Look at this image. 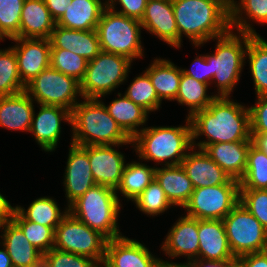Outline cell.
<instances>
[{
    "label": "cell",
    "instance_id": "cell-1",
    "mask_svg": "<svg viewBox=\"0 0 267 267\" xmlns=\"http://www.w3.org/2000/svg\"><path fill=\"white\" fill-rule=\"evenodd\" d=\"M230 98L217 96L207 108L190 118L194 148L204 150L215 143L252 141L249 108ZM204 135L207 139L196 143Z\"/></svg>",
    "mask_w": 267,
    "mask_h": 267
},
{
    "label": "cell",
    "instance_id": "cell-2",
    "mask_svg": "<svg viewBox=\"0 0 267 267\" xmlns=\"http://www.w3.org/2000/svg\"><path fill=\"white\" fill-rule=\"evenodd\" d=\"M178 29V47L183 45V34L195 47L227 33L230 11L217 0H172Z\"/></svg>",
    "mask_w": 267,
    "mask_h": 267
},
{
    "label": "cell",
    "instance_id": "cell-3",
    "mask_svg": "<svg viewBox=\"0 0 267 267\" xmlns=\"http://www.w3.org/2000/svg\"><path fill=\"white\" fill-rule=\"evenodd\" d=\"M71 111V143L78 146L131 144V138L98 98H83Z\"/></svg>",
    "mask_w": 267,
    "mask_h": 267
},
{
    "label": "cell",
    "instance_id": "cell-4",
    "mask_svg": "<svg viewBox=\"0 0 267 267\" xmlns=\"http://www.w3.org/2000/svg\"><path fill=\"white\" fill-rule=\"evenodd\" d=\"M131 140L139 160L164 163L163 166L179 165L193 148L190 118L184 126L145 127Z\"/></svg>",
    "mask_w": 267,
    "mask_h": 267
},
{
    "label": "cell",
    "instance_id": "cell-5",
    "mask_svg": "<svg viewBox=\"0 0 267 267\" xmlns=\"http://www.w3.org/2000/svg\"><path fill=\"white\" fill-rule=\"evenodd\" d=\"M120 208L114 189L95 184L68 207V212L109 240L123 236L118 225Z\"/></svg>",
    "mask_w": 267,
    "mask_h": 267
},
{
    "label": "cell",
    "instance_id": "cell-6",
    "mask_svg": "<svg viewBox=\"0 0 267 267\" xmlns=\"http://www.w3.org/2000/svg\"><path fill=\"white\" fill-rule=\"evenodd\" d=\"M233 31L230 29L224 35L216 37L214 54L205 55L210 64V85L214 82L212 84L217 86L218 97L230 96L240 80L247 59V45L252 35L242 32L236 34Z\"/></svg>",
    "mask_w": 267,
    "mask_h": 267
},
{
    "label": "cell",
    "instance_id": "cell-7",
    "mask_svg": "<svg viewBox=\"0 0 267 267\" xmlns=\"http://www.w3.org/2000/svg\"><path fill=\"white\" fill-rule=\"evenodd\" d=\"M142 29L140 20L106 7L96 28L101 51L124 56L132 62L144 57Z\"/></svg>",
    "mask_w": 267,
    "mask_h": 267
},
{
    "label": "cell",
    "instance_id": "cell-8",
    "mask_svg": "<svg viewBox=\"0 0 267 267\" xmlns=\"http://www.w3.org/2000/svg\"><path fill=\"white\" fill-rule=\"evenodd\" d=\"M132 61L128 58L101 51L88 61L85 75L80 82L83 98H105L128 77Z\"/></svg>",
    "mask_w": 267,
    "mask_h": 267
},
{
    "label": "cell",
    "instance_id": "cell-9",
    "mask_svg": "<svg viewBox=\"0 0 267 267\" xmlns=\"http://www.w3.org/2000/svg\"><path fill=\"white\" fill-rule=\"evenodd\" d=\"M107 241L99 231L91 229L68 212L55 229L53 248L83 255L101 264L105 260Z\"/></svg>",
    "mask_w": 267,
    "mask_h": 267
},
{
    "label": "cell",
    "instance_id": "cell-10",
    "mask_svg": "<svg viewBox=\"0 0 267 267\" xmlns=\"http://www.w3.org/2000/svg\"><path fill=\"white\" fill-rule=\"evenodd\" d=\"M25 92L39 105L61 106L70 111L83 98L80 82L51 66L25 86Z\"/></svg>",
    "mask_w": 267,
    "mask_h": 267
},
{
    "label": "cell",
    "instance_id": "cell-11",
    "mask_svg": "<svg viewBox=\"0 0 267 267\" xmlns=\"http://www.w3.org/2000/svg\"><path fill=\"white\" fill-rule=\"evenodd\" d=\"M235 257L267 250V230L240 202L223 219Z\"/></svg>",
    "mask_w": 267,
    "mask_h": 267
},
{
    "label": "cell",
    "instance_id": "cell-12",
    "mask_svg": "<svg viewBox=\"0 0 267 267\" xmlns=\"http://www.w3.org/2000/svg\"><path fill=\"white\" fill-rule=\"evenodd\" d=\"M239 184L194 188L184 205L186 216L199 220H223L239 203Z\"/></svg>",
    "mask_w": 267,
    "mask_h": 267
},
{
    "label": "cell",
    "instance_id": "cell-13",
    "mask_svg": "<svg viewBox=\"0 0 267 267\" xmlns=\"http://www.w3.org/2000/svg\"><path fill=\"white\" fill-rule=\"evenodd\" d=\"M162 262L145 245L123 235L107 241L103 263L107 267H159Z\"/></svg>",
    "mask_w": 267,
    "mask_h": 267
},
{
    "label": "cell",
    "instance_id": "cell-14",
    "mask_svg": "<svg viewBox=\"0 0 267 267\" xmlns=\"http://www.w3.org/2000/svg\"><path fill=\"white\" fill-rule=\"evenodd\" d=\"M11 46L16 55L18 72L26 85L44 69L50 67L51 44L49 39L13 38Z\"/></svg>",
    "mask_w": 267,
    "mask_h": 267
},
{
    "label": "cell",
    "instance_id": "cell-15",
    "mask_svg": "<svg viewBox=\"0 0 267 267\" xmlns=\"http://www.w3.org/2000/svg\"><path fill=\"white\" fill-rule=\"evenodd\" d=\"M65 197L67 207L95 185L88 158V146H78L70 142L64 172Z\"/></svg>",
    "mask_w": 267,
    "mask_h": 267
},
{
    "label": "cell",
    "instance_id": "cell-16",
    "mask_svg": "<svg viewBox=\"0 0 267 267\" xmlns=\"http://www.w3.org/2000/svg\"><path fill=\"white\" fill-rule=\"evenodd\" d=\"M122 145L126 144L88 146L89 163L96 184L117 189L126 165V159L122 152L113 147Z\"/></svg>",
    "mask_w": 267,
    "mask_h": 267
},
{
    "label": "cell",
    "instance_id": "cell-17",
    "mask_svg": "<svg viewBox=\"0 0 267 267\" xmlns=\"http://www.w3.org/2000/svg\"><path fill=\"white\" fill-rule=\"evenodd\" d=\"M37 107L40 110L34 111L29 132L42 150L53 152L61 137V123L67 121L71 125V111L61 106L39 104Z\"/></svg>",
    "mask_w": 267,
    "mask_h": 267
},
{
    "label": "cell",
    "instance_id": "cell-18",
    "mask_svg": "<svg viewBox=\"0 0 267 267\" xmlns=\"http://www.w3.org/2000/svg\"><path fill=\"white\" fill-rule=\"evenodd\" d=\"M161 249L170 258L186 256L189 264L192 260L198 258L199 237H198V219L189 216H181L170 228V231L164 238Z\"/></svg>",
    "mask_w": 267,
    "mask_h": 267
},
{
    "label": "cell",
    "instance_id": "cell-19",
    "mask_svg": "<svg viewBox=\"0 0 267 267\" xmlns=\"http://www.w3.org/2000/svg\"><path fill=\"white\" fill-rule=\"evenodd\" d=\"M181 166L192 181L194 188L239 184L238 180L231 178L203 150L194 147L187 153Z\"/></svg>",
    "mask_w": 267,
    "mask_h": 267
},
{
    "label": "cell",
    "instance_id": "cell-20",
    "mask_svg": "<svg viewBox=\"0 0 267 267\" xmlns=\"http://www.w3.org/2000/svg\"><path fill=\"white\" fill-rule=\"evenodd\" d=\"M140 23L143 29L161 41L174 48L178 47V29L172 0H148Z\"/></svg>",
    "mask_w": 267,
    "mask_h": 267
},
{
    "label": "cell",
    "instance_id": "cell-21",
    "mask_svg": "<svg viewBox=\"0 0 267 267\" xmlns=\"http://www.w3.org/2000/svg\"><path fill=\"white\" fill-rule=\"evenodd\" d=\"M49 40L51 49L70 50L88 61L101 52L96 29L74 30L56 25Z\"/></svg>",
    "mask_w": 267,
    "mask_h": 267
},
{
    "label": "cell",
    "instance_id": "cell-22",
    "mask_svg": "<svg viewBox=\"0 0 267 267\" xmlns=\"http://www.w3.org/2000/svg\"><path fill=\"white\" fill-rule=\"evenodd\" d=\"M198 258L205 260L233 259L223 220L198 219Z\"/></svg>",
    "mask_w": 267,
    "mask_h": 267
},
{
    "label": "cell",
    "instance_id": "cell-23",
    "mask_svg": "<svg viewBox=\"0 0 267 267\" xmlns=\"http://www.w3.org/2000/svg\"><path fill=\"white\" fill-rule=\"evenodd\" d=\"M0 229L3 230L0 246L6 249L13 267H30L43 257V253L27 240L22 229L11 218L0 224Z\"/></svg>",
    "mask_w": 267,
    "mask_h": 267
},
{
    "label": "cell",
    "instance_id": "cell-24",
    "mask_svg": "<svg viewBox=\"0 0 267 267\" xmlns=\"http://www.w3.org/2000/svg\"><path fill=\"white\" fill-rule=\"evenodd\" d=\"M34 102L25 91L0 96V127L29 132L35 110Z\"/></svg>",
    "mask_w": 267,
    "mask_h": 267
},
{
    "label": "cell",
    "instance_id": "cell-25",
    "mask_svg": "<svg viewBox=\"0 0 267 267\" xmlns=\"http://www.w3.org/2000/svg\"><path fill=\"white\" fill-rule=\"evenodd\" d=\"M252 141L208 145L203 151L231 178L240 180L247 167V152Z\"/></svg>",
    "mask_w": 267,
    "mask_h": 267
},
{
    "label": "cell",
    "instance_id": "cell-26",
    "mask_svg": "<svg viewBox=\"0 0 267 267\" xmlns=\"http://www.w3.org/2000/svg\"><path fill=\"white\" fill-rule=\"evenodd\" d=\"M56 26L44 0H25L21 11L20 38L49 39Z\"/></svg>",
    "mask_w": 267,
    "mask_h": 267
},
{
    "label": "cell",
    "instance_id": "cell-27",
    "mask_svg": "<svg viewBox=\"0 0 267 267\" xmlns=\"http://www.w3.org/2000/svg\"><path fill=\"white\" fill-rule=\"evenodd\" d=\"M106 1L72 0L56 25L74 30H94L97 28Z\"/></svg>",
    "mask_w": 267,
    "mask_h": 267
},
{
    "label": "cell",
    "instance_id": "cell-28",
    "mask_svg": "<svg viewBox=\"0 0 267 267\" xmlns=\"http://www.w3.org/2000/svg\"><path fill=\"white\" fill-rule=\"evenodd\" d=\"M155 179L174 207L183 208L194 191L192 181L188 178L181 164L156 167Z\"/></svg>",
    "mask_w": 267,
    "mask_h": 267
},
{
    "label": "cell",
    "instance_id": "cell-29",
    "mask_svg": "<svg viewBox=\"0 0 267 267\" xmlns=\"http://www.w3.org/2000/svg\"><path fill=\"white\" fill-rule=\"evenodd\" d=\"M145 72L149 75L151 83L156 90L158 98L174 101L178 94L182 68L177 67L172 61L155 58Z\"/></svg>",
    "mask_w": 267,
    "mask_h": 267
},
{
    "label": "cell",
    "instance_id": "cell-30",
    "mask_svg": "<svg viewBox=\"0 0 267 267\" xmlns=\"http://www.w3.org/2000/svg\"><path fill=\"white\" fill-rule=\"evenodd\" d=\"M105 107L109 115L131 139L145 128L144 124L148 120L149 113L125 95L118 93V98L112 100L109 105L105 104Z\"/></svg>",
    "mask_w": 267,
    "mask_h": 267
},
{
    "label": "cell",
    "instance_id": "cell-31",
    "mask_svg": "<svg viewBox=\"0 0 267 267\" xmlns=\"http://www.w3.org/2000/svg\"><path fill=\"white\" fill-rule=\"evenodd\" d=\"M248 19L262 25L267 24V0H234L230 9V28L237 32L257 35Z\"/></svg>",
    "mask_w": 267,
    "mask_h": 267
},
{
    "label": "cell",
    "instance_id": "cell-32",
    "mask_svg": "<svg viewBox=\"0 0 267 267\" xmlns=\"http://www.w3.org/2000/svg\"><path fill=\"white\" fill-rule=\"evenodd\" d=\"M155 169L156 166L150 167L142 162L133 161L126 163L120 184L115 190L117 196L120 193L127 198V201H134L154 180Z\"/></svg>",
    "mask_w": 267,
    "mask_h": 267
},
{
    "label": "cell",
    "instance_id": "cell-33",
    "mask_svg": "<svg viewBox=\"0 0 267 267\" xmlns=\"http://www.w3.org/2000/svg\"><path fill=\"white\" fill-rule=\"evenodd\" d=\"M209 84L197 81L182 72L178 94L174 101L189 108L186 118H191L196 112L207 108L217 97L207 94Z\"/></svg>",
    "mask_w": 267,
    "mask_h": 267
},
{
    "label": "cell",
    "instance_id": "cell-34",
    "mask_svg": "<svg viewBox=\"0 0 267 267\" xmlns=\"http://www.w3.org/2000/svg\"><path fill=\"white\" fill-rule=\"evenodd\" d=\"M55 199L51 197L36 198L27 208L13 206L26 220L51 227L54 231L68 213V207L61 212Z\"/></svg>",
    "mask_w": 267,
    "mask_h": 267
},
{
    "label": "cell",
    "instance_id": "cell-35",
    "mask_svg": "<svg viewBox=\"0 0 267 267\" xmlns=\"http://www.w3.org/2000/svg\"><path fill=\"white\" fill-rule=\"evenodd\" d=\"M246 57H248L256 95L267 94V41L259 33L250 37Z\"/></svg>",
    "mask_w": 267,
    "mask_h": 267
},
{
    "label": "cell",
    "instance_id": "cell-36",
    "mask_svg": "<svg viewBox=\"0 0 267 267\" xmlns=\"http://www.w3.org/2000/svg\"><path fill=\"white\" fill-rule=\"evenodd\" d=\"M239 186L240 189H267V155L253 143L247 152V167Z\"/></svg>",
    "mask_w": 267,
    "mask_h": 267
},
{
    "label": "cell",
    "instance_id": "cell-37",
    "mask_svg": "<svg viewBox=\"0 0 267 267\" xmlns=\"http://www.w3.org/2000/svg\"><path fill=\"white\" fill-rule=\"evenodd\" d=\"M19 72L15 51L12 47L0 50V96L25 91Z\"/></svg>",
    "mask_w": 267,
    "mask_h": 267
},
{
    "label": "cell",
    "instance_id": "cell-38",
    "mask_svg": "<svg viewBox=\"0 0 267 267\" xmlns=\"http://www.w3.org/2000/svg\"><path fill=\"white\" fill-rule=\"evenodd\" d=\"M10 218L22 229L27 240L43 254L54 247L55 231L51 227L26 220L14 207Z\"/></svg>",
    "mask_w": 267,
    "mask_h": 267
},
{
    "label": "cell",
    "instance_id": "cell-39",
    "mask_svg": "<svg viewBox=\"0 0 267 267\" xmlns=\"http://www.w3.org/2000/svg\"><path fill=\"white\" fill-rule=\"evenodd\" d=\"M123 94L148 113L155 112L161 107L162 101L158 98L149 75L145 71L133 79Z\"/></svg>",
    "mask_w": 267,
    "mask_h": 267
},
{
    "label": "cell",
    "instance_id": "cell-40",
    "mask_svg": "<svg viewBox=\"0 0 267 267\" xmlns=\"http://www.w3.org/2000/svg\"><path fill=\"white\" fill-rule=\"evenodd\" d=\"M133 202L136 208L153 217L173 206L155 178Z\"/></svg>",
    "mask_w": 267,
    "mask_h": 267
},
{
    "label": "cell",
    "instance_id": "cell-41",
    "mask_svg": "<svg viewBox=\"0 0 267 267\" xmlns=\"http://www.w3.org/2000/svg\"><path fill=\"white\" fill-rule=\"evenodd\" d=\"M88 60L70 50L51 49L50 66L81 82L87 69Z\"/></svg>",
    "mask_w": 267,
    "mask_h": 267
},
{
    "label": "cell",
    "instance_id": "cell-42",
    "mask_svg": "<svg viewBox=\"0 0 267 267\" xmlns=\"http://www.w3.org/2000/svg\"><path fill=\"white\" fill-rule=\"evenodd\" d=\"M25 0H0L1 39L19 38L21 11Z\"/></svg>",
    "mask_w": 267,
    "mask_h": 267
},
{
    "label": "cell",
    "instance_id": "cell-43",
    "mask_svg": "<svg viewBox=\"0 0 267 267\" xmlns=\"http://www.w3.org/2000/svg\"><path fill=\"white\" fill-rule=\"evenodd\" d=\"M239 202L267 230V189H239Z\"/></svg>",
    "mask_w": 267,
    "mask_h": 267
},
{
    "label": "cell",
    "instance_id": "cell-44",
    "mask_svg": "<svg viewBox=\"0 0 267 267\" xmlns=\"http://www.w3.org/2000/svg\"><path fill=\"white\" fill-rule=\"evenodd\" d=\"M50 267H98V263L86 256L52 248L43 254Z\"/></svg>",
    "mask_w": 267,
    "mask_h": 267
},
{
    "label": "cell",
    "instance_id": "cell-45",
    "mask_svg": "<svg viewBox=\"0 0 267 267\" xmlns=\"http://www.w3.org/2000/svg\"><path fill=\"white\" fill-rule=\"evenodd\" d=\"M255 105L248 106L251 134L267 133V94L256 96Z\"/></svg>",
    "mask_w": 267,
    "mask_h": 267
},
{
    "label": "cell",
    "instance_id": "cell-46",
    "mask_svg": "<svg viewBox=\"0 0 267 267\" xmlns=\"http://www.w3.org/2000/svg\"><path fill=\"white\" fill-rule=\"evenodd\" d=\"M117 3L122 7L120 10L116 9ZM147 3L148 0H106V7L127 17L141 20Z\"/></svg>",
    "mask_w": 267,
    "mask_h": 267
},
{
    "label": "cell",
    "instance_id": "cell-47",
    "mask_svg": "<svg viewBox=\"0 0 267 267\" xmlns=\"http://www.w3.org/2000/svg\"><path fill=\"white\" fill-rule=\"evenodd\" d=\"M182 72L197 81L210 85V64L205 55H197L192 62L191 69H182Z\"/></svg>",
    "mask_w": 267,
    "mask_h": 267
},
{
    "label": "cell",
    "instance_id": "cell-48",
    "mask_svg": "<svg viewBox=\"0 0 267 267\" xmlns=\"http://www.w3.org/2000/svg\"><path fill=\"white\" fill-rule=\"evenodd\" d=\"M237 260L244 267H267V250L242 255Z\"/></svg>",
    "mask_w": 267,
    "mask_h": 267
},
{
    "label": "cell",
    "instance_id": "cell-49",
    "mask_svg": "<svg viewBox=\"0 0 267 267\" xmlns=\"http://www.w3.org/2000/svg\"><path fill=\"white\" fill-rule=\"evenodd\" d=\"M44 1L49 12L51 13V16L56 22L65 13L68 4L72 2V0H44Z\"/></svg>",
    "mask_w": 267,
    "mask_h": 267
},
{
    "label": "cell",
    "instance_id": "cell-50",
    "mask_svg": "<svg viewBox=\"0 0 267 267\" xmlns=\"http://www.w3.org/2000/svg\"><path fill=\"white\" fill-rule=\"evenodd\" d=\"M237 261V257L228 260H205L197 258L192 260L188 267H231Z\"/></svg>",
    "mask_w": 267,
    "mask_h": 267
},
{
    "label": "cell",
    "instance_id": "cell-51",
    "mask_svg": "<svg viewBox=\"0 0 267 267\" xmlns=\"http://www.w3.org/2000/svg\"><path fill=\"white\" fill-rule=\"evenodd\" d=\"M12 208L7 198L0 193V224L10 218Z\"/></svg>",
    "mask_w": 267,
    "mask_h": 267
},
{
    "label": "cell",
    "instance_id": "cell-52",
    "mask_svg": "<svg viewBox=\"0 0 267 267\" xmlns=\"http://www.w3.org/2000/svg\"><path fill=\"white\" fill-rule=\"evenodd\" d=\"M252 143L267 155V133L251 134Z\"/></svg>",
    "mask_w": 267,
    "mask_h": 267
},
{
    "label": "cell",
    "instance_id": "cell-53",
    "mask_svg": "<svg viewBox=\"0 0 267 267\" xmlns=\"http://www.w3.org/2000/svg\"><path fill=\"white\" fill-rule=\"evenodd\" d=\"M0 249V267H13L11 258L8 255L6 249L2 246Z\"/></svg>",
    "mask_w": 267,
    "mask_h": 267
},
{
    "label": "cell",
    "instance_id": "cell-54",
    "mask_svg": "<svg viewBox=\"0 0 267 267\" xmlns=\"http://www.w3.org/2000/svg\"><path fill=\"white\" fill-rule=\"evenodd\" d=\"M159 267H188V265L185 263H183V264L182 263H174V262L163 260V262L161 263V265Z\"/></svg>",
    "mask_w": 267,
    "mask_h": 267
},
{
    "label": "cell",
    "instance_id": "cell-55",
    "mask_svg": "<svg viewBox=\"0 0 267 267\" xmlns=\"http://www.w3.org/2000/svg\"><path fill=\"white\" fill-rule=\"evenodd\" d=\"M30 267H50L48 262L44 257H42L37 263L31 265Z\"/></svg>",
    "mask_w": 267,
    "mask_h": 267
},
{
    "label": "cell",
    "instance_id": "cell-56",
    "mask_svg": "<svg viewBox=\"0 0 267 267\" xmlns=\"http://www.w3.org/2000/svg\"><path fill=\"white\" fill-rule=\"evenodd\" d=\"M217 1H220L229 11L234 2V0H217Z\"/></svg>",
    "mask_w": 267,
    "mask_h": 267
},
{
    "label": "cell",
    "instance_id": "cell-57",
    "mask_svg": "<svg viewBox=\"0 0 267 267\" xmlns=\"http://www.w3.org/2000/svg\"><path fill=\"white\" fill-rule=\"evenodd\" d=\"M231 267H244L238 260Z\"/></svg>",
    "mask_w": 267,
    "mask_h": 267
},
{
    "label": "cell",
    "instance_id": "cell-58",
    "mask_svg": "<svg viewBox=\"0 0 267 267\" xmlns=\"http://www.w3.org/2000/svg\"><path fill=\"white\" fill-rule=\"evenodd\" d=\"M98 267H107V266L104 263H101V264L98 265Z\"/></svg>",
    "mask_w": 267,
    "mask_h": 267
}]
</instances>
